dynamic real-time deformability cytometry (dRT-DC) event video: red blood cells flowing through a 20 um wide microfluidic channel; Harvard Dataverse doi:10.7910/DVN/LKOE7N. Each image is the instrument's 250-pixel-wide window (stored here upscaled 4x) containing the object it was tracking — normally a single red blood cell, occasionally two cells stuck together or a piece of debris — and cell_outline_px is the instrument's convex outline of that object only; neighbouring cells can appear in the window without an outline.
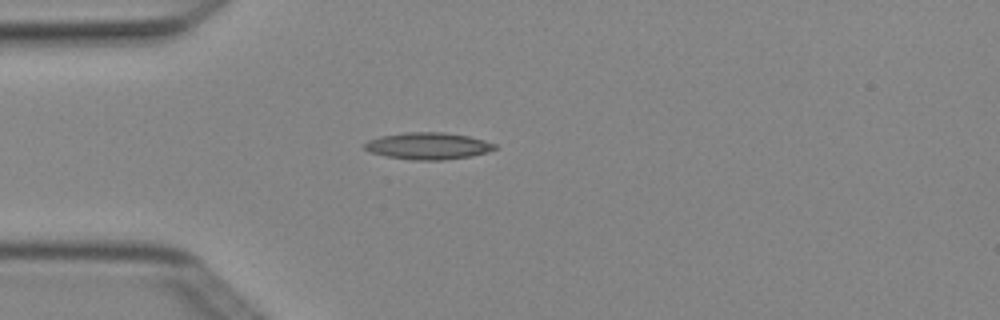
{"species": "Egyptian fruit bat (a non-hibernating species)", "species_latin": "Rousettus aegyptiacus", "temperature_condition": "cold", "stored_images_in_passage": 4, "camera_frame_rate_fps": 3000, "um_per_image_px": 0.085, "animal": {"sex": "female"}, "frame": {"image": 1, "passage_image": 4, "time_ms": 1.0, "image_size_px": [1000, 320], "cell_outline_px": [[496, 148], [488, 152], [472, 156], [444, 160], [412, 160], [388, 156], [372, 152], [364, 148], [364, 144], [368, 140], [380, 136], [404, 132], [444, 132], [468, 136], [484, 140], [496, 144]], "centroid_in_image_um": [36.41, 12.4], "position_along_channel_um": 48.6, "area_um2": 20.35}}